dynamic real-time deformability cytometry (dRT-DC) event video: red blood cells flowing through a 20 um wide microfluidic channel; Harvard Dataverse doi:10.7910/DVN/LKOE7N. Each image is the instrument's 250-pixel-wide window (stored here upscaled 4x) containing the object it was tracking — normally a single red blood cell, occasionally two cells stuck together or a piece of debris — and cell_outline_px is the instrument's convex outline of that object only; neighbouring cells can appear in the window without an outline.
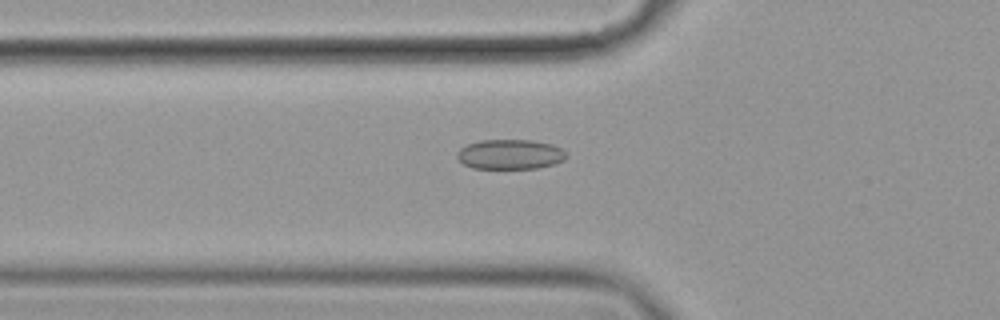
{"species": "common noctule bat (a hibernating species)", "species_latin": "Nyctalus noctula", "temperature_condition": "cold", "stored_images_in_passage": 56, "camera_frame_rate_fps": 3000, "um_per_image_px": 0.085, "animal": {"sex": "female", "body_mass_g": 19.9}, "frame": {"image": 1, "passage_image": 19, "time_ms": 6.0, "image_size_px": [1000, 320], "cell_outline_px": [[568, 156], [564, 160], [556, 164], [536, 168], [472, 168], [464, 164], [456, 156], [456, 152], [460, 148], [468, 144], [480, 140], [532, 140], [552, 144], [560, 148]], "centroid_in_image_um": [43.36, 13.11], "position_along_channel_um": 82.4, "area_um2": 19.02}}
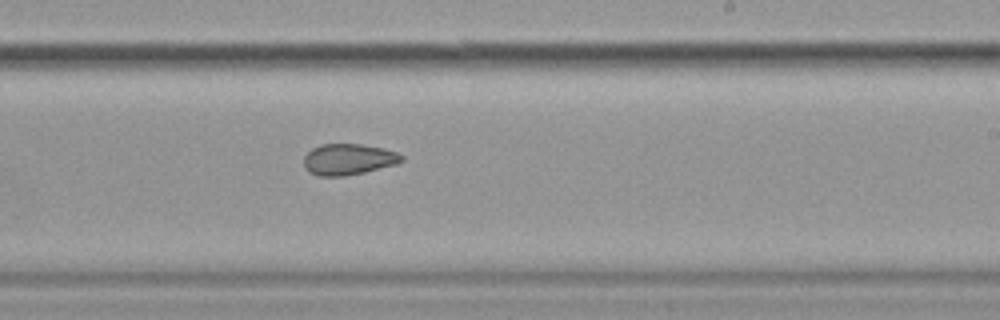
{"frame": {"image": 2, "passage_image": 34, "time_ms": 11.0, "image_size_px": [1000, 320], "cell_outline_px": [[404, 160], [396, 164], [364, 172], [344, 176], [320, 176], [308, 172], [304, 168], [304, 156], [312, 148], [320, 144], [360, 144], [384, 148], [396, 152], [404, 156]], "centroid_in_image_um": [29.6, 13.54], "position_along_channel_um": 259.4, "area_um2": 17.8}}
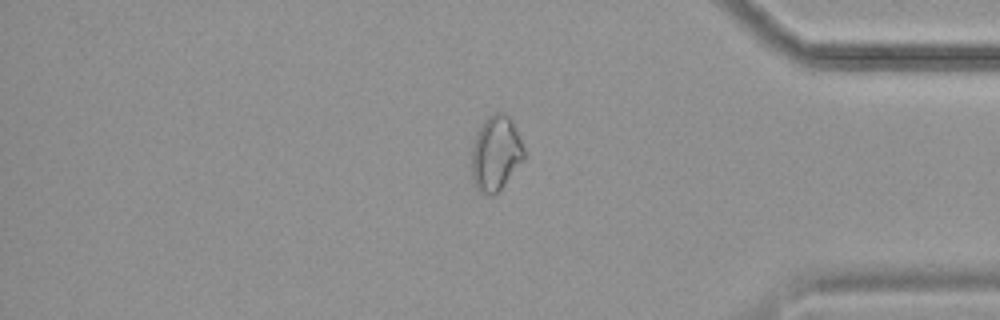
{"frame": {"image": 3, "passage_image": 47, "time_ms": 15.333, "image_size_px": [1000, 320], "cell_outline_px": [[524, 160], [500, 188], [492, 196], [488, 196], [480, 192], [476, 188], [472, 180], [472, 144], [484, 120], [492, 112], [504, 112], [512, 120], [524, 148]], "centroid_in_image_um": [42.13, 13.02], "position_along_channel_um": 393.1, "area_um2": 22.77}, "authors_computed_cell_mechanics": {"area_um2": 20.4612, "velocity_mm_per_s": 3.5391, "shape_relaxation_time_tau1_ms": null, "shape_relaxation_time_tau2_ms": 3.2112, "deformation_change_tau1": null, "deformation_change_tau2": 0.073}}